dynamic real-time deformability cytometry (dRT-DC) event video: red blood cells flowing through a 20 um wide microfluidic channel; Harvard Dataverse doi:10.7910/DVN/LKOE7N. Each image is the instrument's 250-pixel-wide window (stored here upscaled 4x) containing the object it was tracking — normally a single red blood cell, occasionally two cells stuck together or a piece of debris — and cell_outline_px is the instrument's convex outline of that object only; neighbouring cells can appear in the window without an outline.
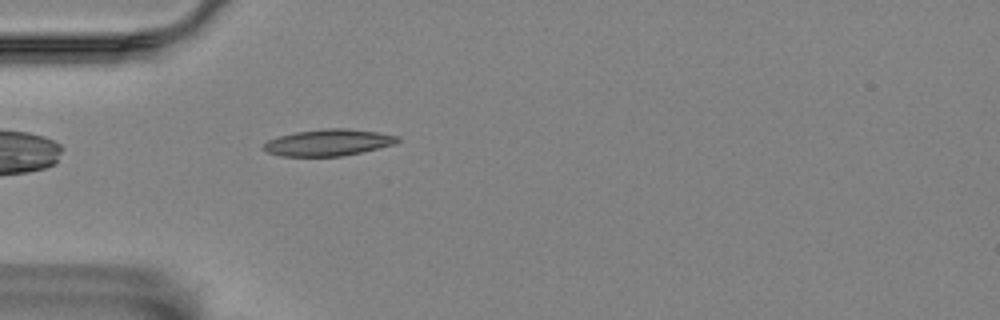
{"species": "Egyptian fruit bat (a non-hibernating species)", "species_latin": "Rousettus aegyptiacus", "temperature_condition": "room temperature", "stored_images_in_passage": 2, "camera_frame_rate_fps": 3000, "um_per_image_px": 0.085, "animal": {"sex": "female"}, "frame": {"image": 1, "passage_image": 2, "time_ms": 0.333, "image_size_px": [1000, 320], "cell_outline_px": [[400, 140], [396, 144], [360, 152], [340, 156], [280, 156], [268, 152], [264, 148], [264, 144], [268, 140], [276, 136], [296, 132], [328, 128], [348, 128], [376, 132], [400, 136]], "centroid_in_image_um": [27.92, 12.11], "position_along_channel_um": 57.1, "area_um2": 20.63}}